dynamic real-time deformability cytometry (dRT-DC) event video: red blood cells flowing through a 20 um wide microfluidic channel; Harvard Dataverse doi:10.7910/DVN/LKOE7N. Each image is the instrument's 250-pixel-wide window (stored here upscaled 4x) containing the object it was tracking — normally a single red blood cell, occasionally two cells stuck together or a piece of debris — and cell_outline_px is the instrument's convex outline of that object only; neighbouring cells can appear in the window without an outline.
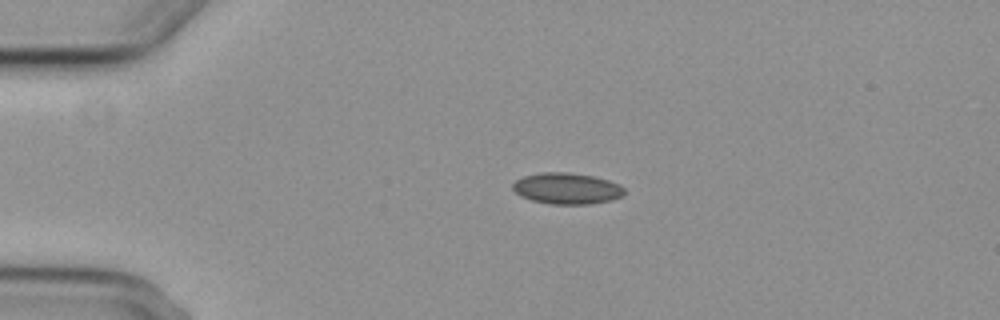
{"species": "common noctule bat (a hibernating species)", "species_latin": "Nyctalus noctula", "temperature_condition": "cold", "stored_images_in_passage": 3, "camera_frame_rate_fps": 3000, "um_per_image_px": 0.085, "animal": {"sex": "female", "body_mass_g": 29.2, "forearm_length_mm": 56.3}, "frame": {"image": 1, "passage_image": 2, "time_ms": 1.0, "image_size_px": [1000, 320], "cell_outline_px": [[624, 196], [612, 200], [592, 204], [548, 204], [532, 200], [520, 196], [512, 188], [512, 184], [516, 180], [524, 176], [544, 172], [564, 172], [592, 176], [608, 180], [620, 184], [624, 188]], "centroid_in_image_um": [48.2, 16.03], "position_along_channel_um": 36.8, "area_um2": 20.35}}